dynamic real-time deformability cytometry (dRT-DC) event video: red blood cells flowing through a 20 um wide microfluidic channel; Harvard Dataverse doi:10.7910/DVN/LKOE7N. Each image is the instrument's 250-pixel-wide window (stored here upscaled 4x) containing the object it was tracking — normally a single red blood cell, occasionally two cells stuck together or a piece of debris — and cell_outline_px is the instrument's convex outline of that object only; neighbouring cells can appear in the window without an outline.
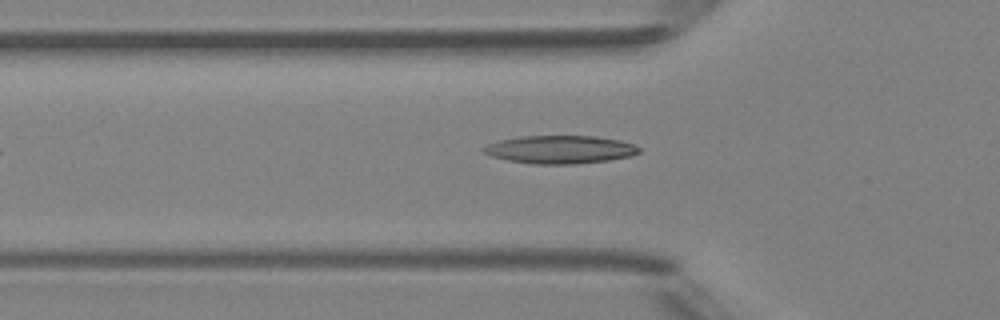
{"species": "Egyptian fruit bat (a non-hibernating species)", "species_latin": "Rousettus aegyptiacus", "temperature_condition": "room temperature", "stored_images_in_passage": 29, "camera_frame_rate_fps": 3000, "um_per_image_px": 0.085, "animal": {"sex": "female"}, "frame": {"image": 1, "passage_image": 2, "time_ms": 0.333, "image_size_px": [1000, 320], "cell_outline_px": [[640, 152], [632, 156], [608, 160], [576, 164], [532, 164], [508, 160], [492, 156], [484, 152], [480, 148], [488, 144], [500, 140], [520, 136], [596, 136], [620, 140], [632, 144], [640, 148]], "centroid_in_image_um": [47.61, 12.71], "position_along_channel_um": 78.2, "area_um2": 25.43}}
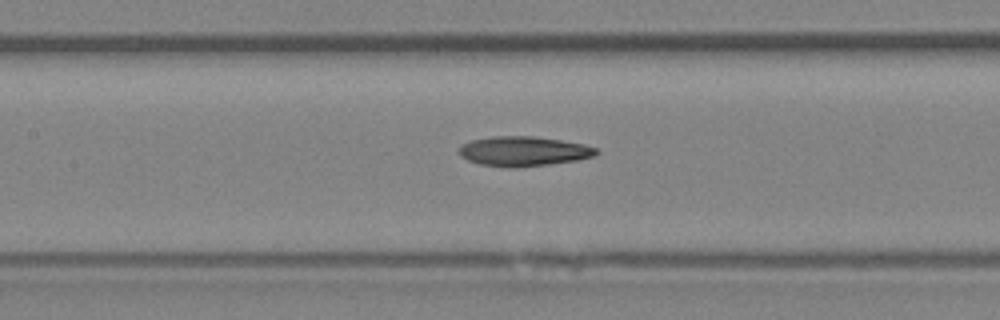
{"frame": {"image": 2, "passage_image": 8, "time_ms": 2.333, "image_size_px": [1000, 320], "cell_outline_px": [[600, 152], [596, 156], [576, 160], [548, 164], [516, 168], [512, 168], [480, 164], [468, 160], [460, 156], [460, 148], [464, 144], [472, 140], [492, 136], [536, 136], [584, 144], [596, 148]], "centroid_in_image_um": [44.53, 12.85], "position_along_channel_um": 162.9, "area_um2": 23.7}}
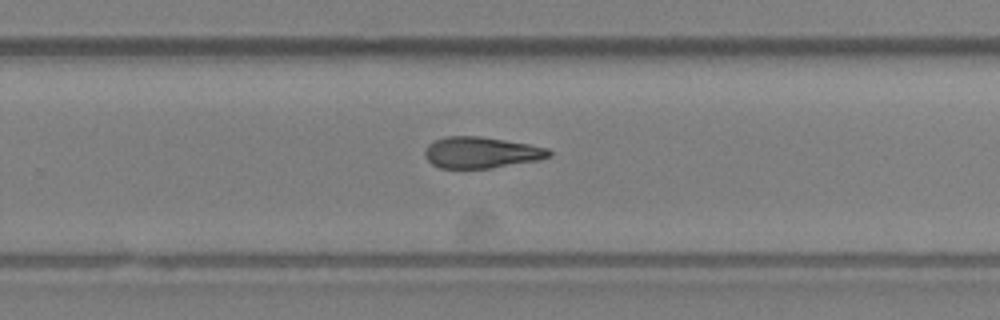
{"frame": {"image": 3, "passage_image": 17, "time_ms": 5.333, "image_size_px": [1000, 320], "cell_outline_px": [[552, 156], [540, 160], [488, 168], [440, 168], [432, 164], [424, 156], [424, 152], [428, 144], [444, 136], [480, 136], [528, 144], [548, 148], [552, 152]], "centroid_in_image_um": [40.9, 12.96], "position_along_channel_um": 288.9, "area_um2": 22.6}}